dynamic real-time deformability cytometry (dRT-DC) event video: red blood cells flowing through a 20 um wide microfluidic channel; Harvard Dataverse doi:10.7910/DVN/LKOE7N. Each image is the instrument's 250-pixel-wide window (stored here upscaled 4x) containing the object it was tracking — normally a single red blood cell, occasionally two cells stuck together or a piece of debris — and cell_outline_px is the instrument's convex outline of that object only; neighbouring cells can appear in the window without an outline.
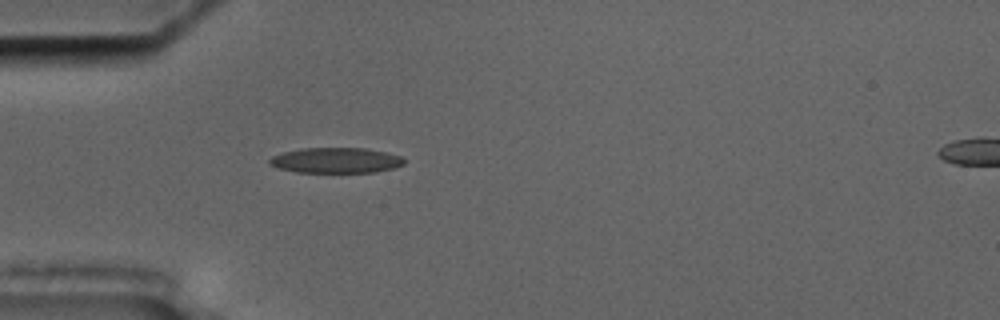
{"species": "common noctule bat (a hibernating species)", "species_latin": "Nyctalus noctula", "temperature_condition": "cold", "stored_images_in_passage": 4, "segment_of_instrument_passage": [1, 2], "camera_frame_rate_fps": 3000, "um_per_image_px": 0.085, "animal": {"sex": "male", "body_mass_g": 17.5, "forearm_length_mm": 52.3}, "frame": {"image": 1, "passage_image": 3, "time_ms": 2.0, "image_size_px": [1000, 320], "cell_outline_px": [[404, 164], [392, 168], [376, 172], [296, 172], [280, 168], [268, 164], [268, 160], [272, 156], [284, 152], [300, 148], [364, 148], [384, 152], [400, 156], [404, 160]], "centroid_in_image_um": [28.52, 13.63], "position_along_channel_um": 56.5, "area_um2": 19.77}}